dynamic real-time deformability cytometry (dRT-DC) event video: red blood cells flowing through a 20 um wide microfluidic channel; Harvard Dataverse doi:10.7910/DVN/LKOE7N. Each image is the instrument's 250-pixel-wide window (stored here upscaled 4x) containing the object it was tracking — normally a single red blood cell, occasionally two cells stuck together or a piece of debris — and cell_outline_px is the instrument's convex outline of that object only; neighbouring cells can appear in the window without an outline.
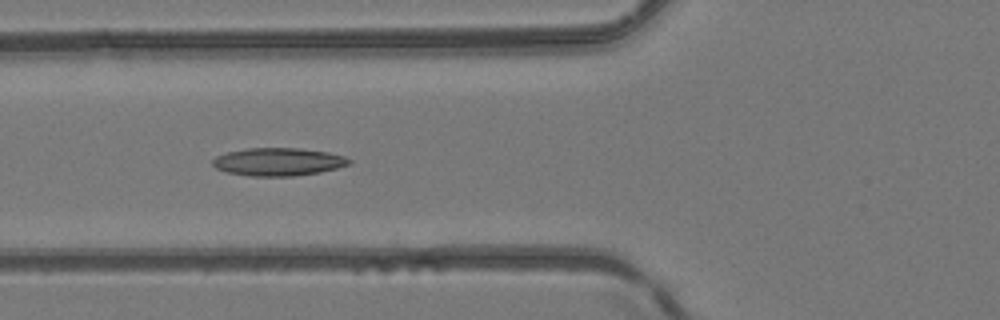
{"species": "common noctule bat (a hibernating species)", "species_latin": "Nyctalus noctula", "temperature_condition": "room temperature", "stored_images_in_passage": 5, "camera_frame_rate_fps": 3000, "um_per_image_px": 0.085, "animal": {"sex": "female", "body_mass_g": 24.6, "forearm_length_mm": 56.2}, "frame": {"image": 1, "passage_image": 4, "time_ms": 3.333, "image_size_px": [1000, 320], "cell_outline_px": [[352, 164], [320, 172], [292, 176], [248, 176], [224, 172], [216, 168], [212, 164], [212, 160], [216, 156], [228, 152], [248, 148], [300, 148], [328, 152], [344, 156], [352, 160]], "centroid_in_image_um": [23.65, 13.75], "position_along_channel_um": 102.2, "area_um2": 22.31}}
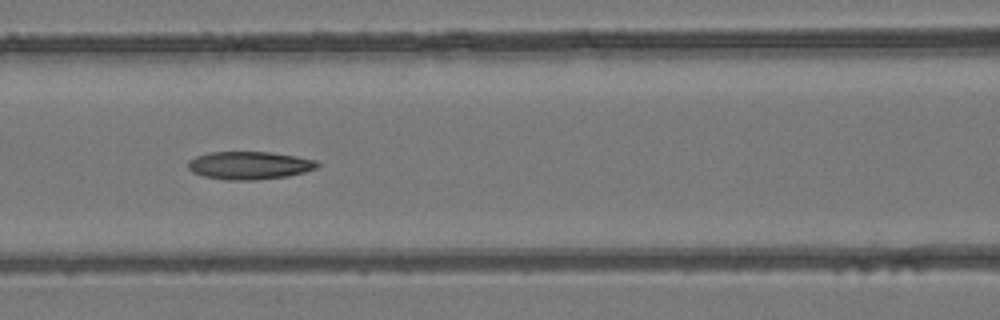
{"frame": {"image": 2, "passage_image": 5, "time_ms": 4.333, "image_size_px": [1000, 320], "cell_outline_px": [[320, 164], [316, 168], [304, 172], [288, 176], [252, 180], [224, 180], [204, 176], [192, 172], [188, 168], [188, 160], [196, 156], [208, 152], [268, 152], [296, 156], [316, 160]], "centroid_in_image_um": [21.18, 14.06], "position_along_channel_um": 145.4, "area_um2": 21.04}}